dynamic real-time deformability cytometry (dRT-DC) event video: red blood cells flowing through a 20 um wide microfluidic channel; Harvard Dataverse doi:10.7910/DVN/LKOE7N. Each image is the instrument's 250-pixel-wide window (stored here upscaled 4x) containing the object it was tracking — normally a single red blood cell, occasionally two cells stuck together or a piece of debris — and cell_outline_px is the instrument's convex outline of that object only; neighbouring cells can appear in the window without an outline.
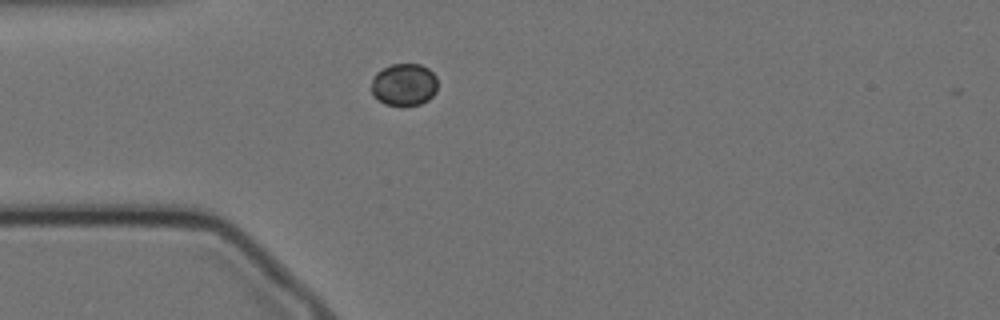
{"species": "Egyptian fruit bat (a non-hibernating species)", "species_latin": "Rousettus aegyptiacus", "temperature_condition": "cold", "stored_images_in_passage": 3, "camera_frame_rate_fps": 3000, "um_per_image_px": 0.085, "animal": {"sex": "female"}, "frame": {"image": 1, "passage_image": 1, "time_ms": 0.0, "image_size_px": [1000, 320], "cell_outline_px": [[436, 92], [428, 100], [420, 104], [384, 104], [372, 96], [372, 76], [376, 72], [392, 64], [420, 64], [428, 68], [436, 76]], "centroid_in_image_um": [34.33, 7.17], "position_along_channel_um": 50.7, "area_um2": 16.24}}